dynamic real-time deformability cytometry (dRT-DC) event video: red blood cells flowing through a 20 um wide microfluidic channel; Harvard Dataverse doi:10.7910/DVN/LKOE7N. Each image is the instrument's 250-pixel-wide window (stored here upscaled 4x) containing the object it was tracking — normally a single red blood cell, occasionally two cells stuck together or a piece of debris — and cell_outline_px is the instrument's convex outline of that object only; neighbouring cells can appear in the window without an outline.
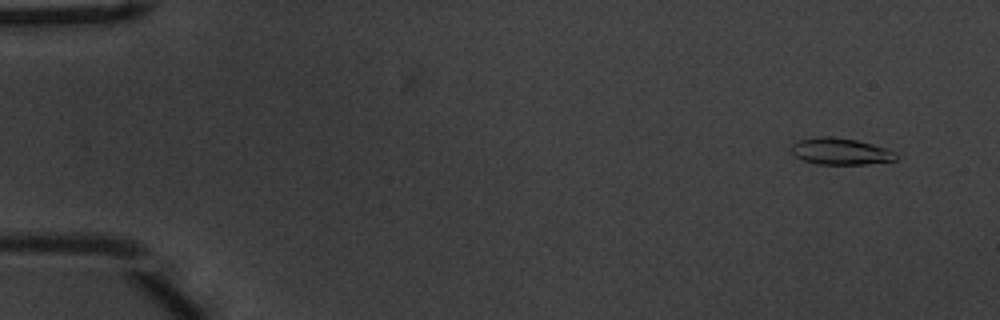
{"species": "common noctule bat (a hibernating species)", "species_latin": "Nyctalus noctula", "temperature_condition": "warm", "stored_images_in_passage": 55, "camera_frame_rate_fps": 3000, "um_per_image_px": 0.085, "animal": {"sex": "male", "body_mass_g": 20.1, "forearm_length_mm": 53.5}, "frame": {"image": 1, "passage_image": 4, "time_ms": 1.0, "image_size_px": [1000, 320], "cell_outline_px": [[900, 156], [896, 160], [864, 164], [816, 164], [804, 160], [796, 156], [792, 152], [792, 144], [800, 140], [816, 136], [832, 136], [856, 140], [884, 148], [896, 152]], "centroid_in_image_um": [71.45, 12.86], "position_along_channel_um": 13.5, "area_um2": 16.13}}
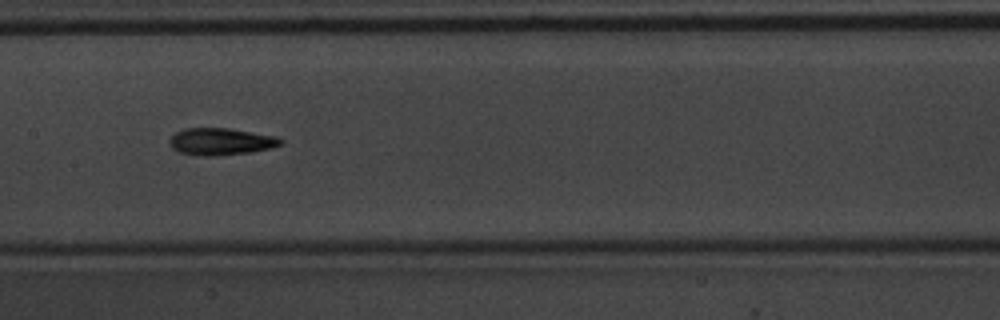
{"frame": {"image": 2, "passage_image": 28, "time_ms": 9.0, "image_size_px": [1000, 320], "cell_outline_px": [[284, 144], [272, 148], [252, 152], [216, 156], [196, 156], [180, 152], [172, 148], [168, 144], [168, 140], [176, 132], [184, 128], [228, 128], [276, 136], [284, 140]], "centroid_in_image_um": [18.78, 12.04], "position_along_channel_um": 188.6, "area_um2": 17.8}}
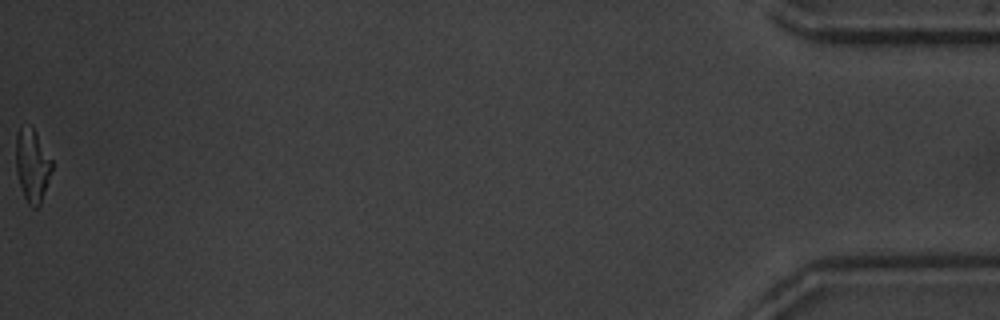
{"frame": {"image": 3, "passage_image": 55, "time_ms": 18.0, "image_size_px": [1000, 320], "cell_outline_px": [[52, 168], [40, 204], [36, 208], [32, 208], [28, 204], [24, 196], [16, 172], [16, 136], [20, 128], [32, 124], [52, 160]], "centroid_in_image_um": [2.74, 14.03], "position_along_channel_um": 432.5, "area_um2": 15.2}, "authors_computed_cell_mechanics": {"area_um2": 16.4152, "velocity_mm_per_s": 3.7585, "shape_relaxation_time_tau1_ms": 4.4687, "shape_relaxation_time_tau2_ms": 3.5943, "deformation_change_tau1": 0.1911, "deformation_change_tau2": 0.1198}}